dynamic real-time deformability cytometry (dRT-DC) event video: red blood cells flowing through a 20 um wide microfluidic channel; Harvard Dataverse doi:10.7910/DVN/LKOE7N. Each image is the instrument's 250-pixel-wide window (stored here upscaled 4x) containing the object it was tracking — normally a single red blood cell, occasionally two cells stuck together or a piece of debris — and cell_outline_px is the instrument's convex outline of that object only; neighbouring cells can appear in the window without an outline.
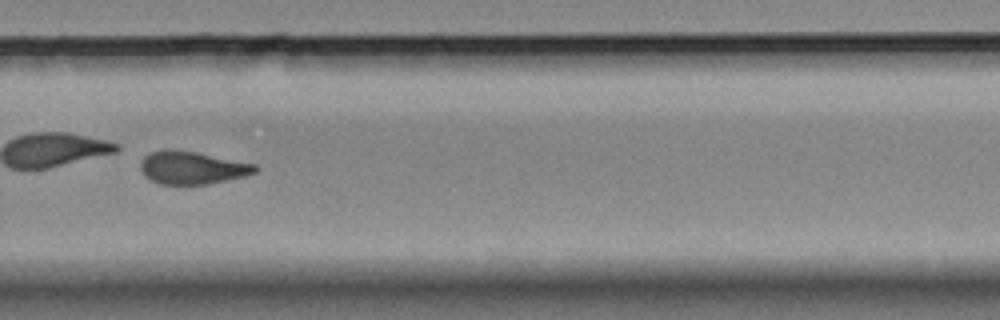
{"species": "Egyptian fruit bat (a non-hibernating species)", "species_latin": "Rousettus aegyptiacus", "temperature_condition": "room temperature", "stored_images_in_passage": 17, "camera_frame_rate_fps": 3000, "um_per_image_px": 0.085, "animal": {"sex": "female"}, "frame": {"image": 1, "passage_image": 12, "time_ms": 12.667, "image_size_px": [1000, 320], "cell_outline_px": [[260, 168], [256, 172], [244, 176], [208, 184], [160, 184], [144, 176], [140, 168], [140, 160], [144, 156], [152, 152], [164, 148], [176, 148], [256, 164]], "centroid_in_image_um": [16.31, 14.23], "position_along_channel_um": 313.5, "area_um2": 22.14}, "authors_computed_cell_mechanics": {"area_um2": 22.542, "velocity_mm_per_s": 3.5295, "shape_relaxation_time_tau1_ms": 2.1736, "shape_relaxation_time_tau2_ms": 2.2338, "deformation_change_tau1": 0.2112, "deformation_change_tau2": 0.0983}}